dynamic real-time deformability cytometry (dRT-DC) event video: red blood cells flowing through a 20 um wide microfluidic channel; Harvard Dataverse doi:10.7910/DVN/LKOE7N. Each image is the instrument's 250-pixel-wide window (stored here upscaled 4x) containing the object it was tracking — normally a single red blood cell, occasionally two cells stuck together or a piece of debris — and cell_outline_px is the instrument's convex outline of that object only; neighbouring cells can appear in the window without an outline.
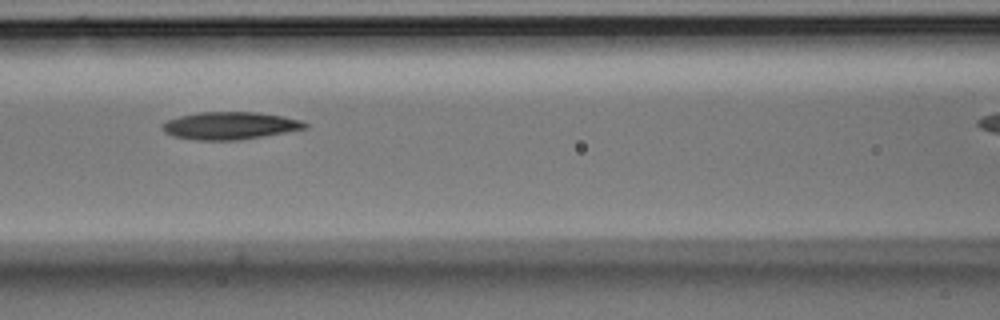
{"species": "Egyptian fruit bat (a non-hibernating species)", "species_latin": "Rousettus aegyptiacus", "temperature_condition": "room temperature", "stored_images_in_passage": 5, "segment_of_instrument_passage": [1, 2], "camera_frame_rate_fps": 3000, "um_per_image_px": 0.085, "animal": {"sex": "male"}, "frame": {"image": 1, "passage_image": 3, "time_ms": 0.667, "image_size_px": [1000, 320], "cell_outline_px": [[308, 128], [264, 136], [240, 140], [196, 140], [172, 136], [164, 132], [160, 128], [160, 124], [168, 120], [180, 116], [196, 112], [256, 112], [284, 116], [300, 120], [308, 124]], "centroid_in_image_um": [19.52, 10.68], "position_along_channel_um": 147.1, "area_um2": 23.06}}
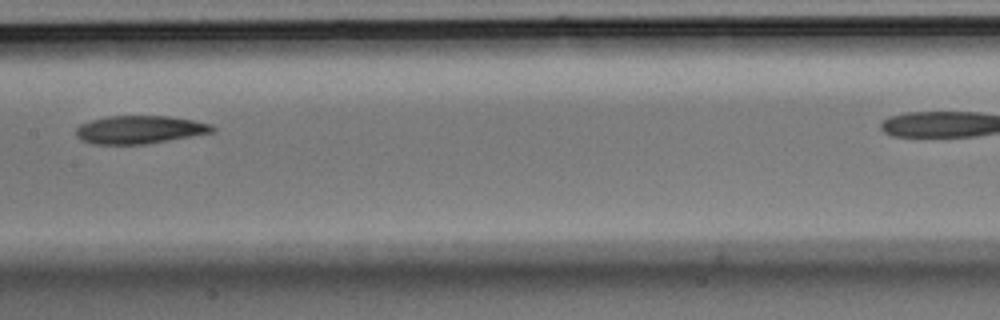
{"frame": {"image": 2, "passage_image": 4, "time_ms": 1.0, "image_size_px": [1000, 320], "cell_outline_px": [[216, 128], [212, 132], [144, 144], [92, 144], [80, 140], [76, 136], [76, 128], [80, 124], [92, 120], [108, 116], [168, 116], [192, 120], [212, 124]], "centroid_in_image_um": [11.82, 11.02], "position_along_channel_um": 195.6, "area_um2": 22.08}}